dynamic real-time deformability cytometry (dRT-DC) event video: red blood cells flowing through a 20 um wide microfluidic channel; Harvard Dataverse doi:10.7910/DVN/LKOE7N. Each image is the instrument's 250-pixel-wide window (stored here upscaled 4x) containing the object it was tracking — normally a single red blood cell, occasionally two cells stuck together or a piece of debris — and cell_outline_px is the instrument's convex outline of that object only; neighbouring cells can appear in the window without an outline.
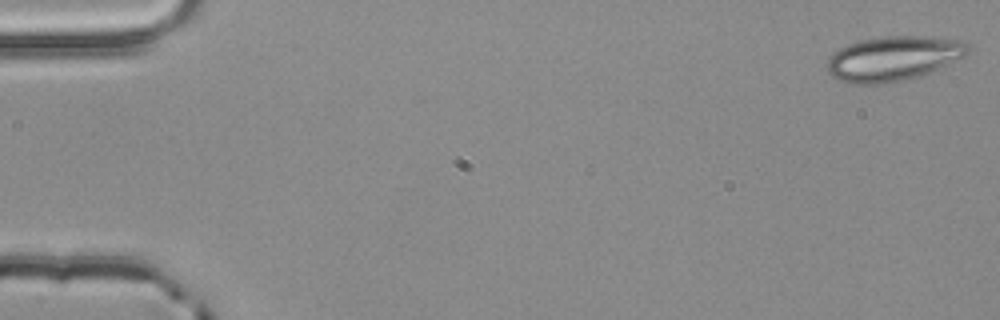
{"species": "common noctule bat (a hibernating species)", "species_latin": "Nyctalus noctula", "temperature_condition": "room temperature", "stored_images_in_passage": 54, "camera_frame_rate_fps": 3000, "um_per_image_px": 0.085, "animal": {"sex": "male", "body_mass_g": 20.4}, "frame": {"image": 1, "passage_image": 1, "time_ms": 0.0, "image_size_px": [1000, 320], "cell_outline_px": [[972, 48], [964, 56], [920, 76], [904, 80], [884, 84], [856, 84], [836, 80], [828, 72], [824, 64], [840, 48], [848, 44], [860, 40], [880, 36], [924, 36], [960, 40], [968, 44]], "centroid_in_image_um": [75.9, 4.97], "position_along_channel_um": 9.1, "area_um2": 36.7}}
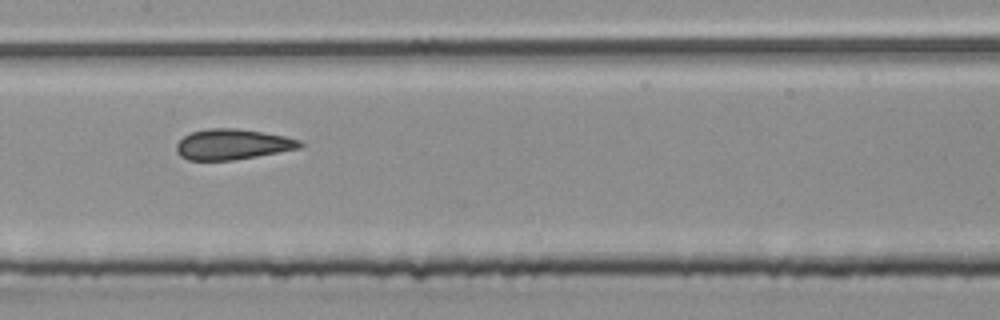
{"frame": {"image": 2, "passage_image": 27, "time_ms": 8.667, "image_size_px": [1000, 320], "cell_outline_px": [[304, 144], [300, 148], [256, 156], [232, 160], [188, 160], [180, 156], [176, 152], [176, 144], [184, 136], [192, 132], [208, 128], [240, 128], [284, 136], [300, 140]], "centroid_in_image_um": [19.74, 12.26], "position_along_channel_um": 187.7, "area_um2": 21.91}}
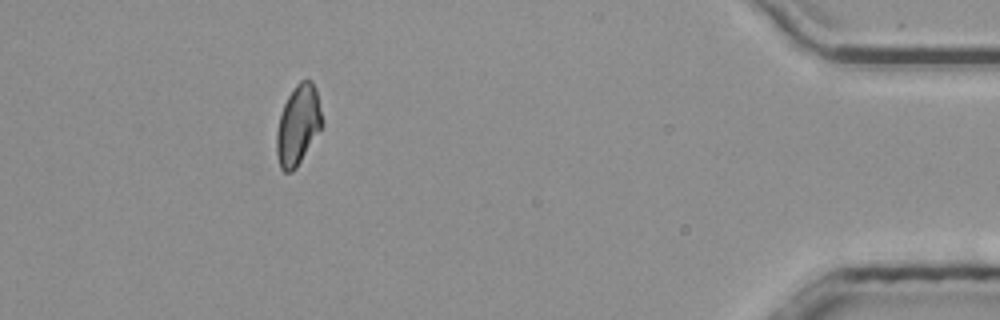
{"frame": {"image": 3, "passage_image": 49, "time_ms": 16.0, "image_size_px": [1000, 320], "cell_outline_px": [[324, 120], [320, 128], [296, 168], [292, 172], [284, 172], [280, 168], [276, 152], [276, 132], [280, 116], [284, 104], [288, 96], [296, 84], [300, 80], [312, 80], [316, 88]], "centroid_in_image_um": [25.33, 10.61], "position_along_channel_um": 409.9, "area_um2": 21.04}, "authors_computed_cell_mechanics": {"area_um2": 22.3397, "velocity_mm_per_s": 3.8397, "shape_relaxation_time_tau1_ms": 7.2125, "shape_relaxation_time_tau2_ms": 1.1285, "deformation_change_tau1": 0.125, "deformation_change_tau2": 0.0882}}